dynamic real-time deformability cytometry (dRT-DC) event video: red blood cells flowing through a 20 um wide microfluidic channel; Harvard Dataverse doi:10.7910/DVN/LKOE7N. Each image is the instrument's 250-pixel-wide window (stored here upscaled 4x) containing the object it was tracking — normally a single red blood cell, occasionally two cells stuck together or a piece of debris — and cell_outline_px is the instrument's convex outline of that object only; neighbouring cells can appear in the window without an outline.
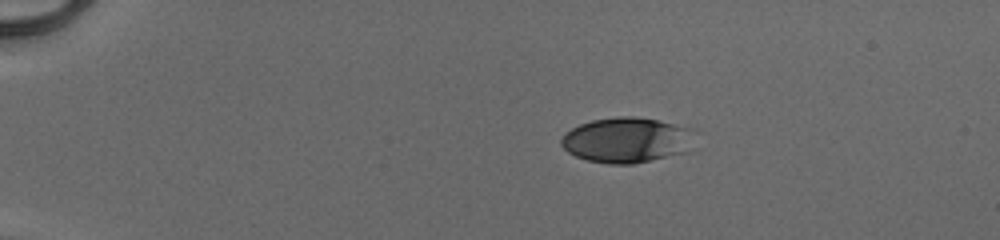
{"species": "human", "species_latin": "Homo sapiens", "temperature_condition": "cold", "stored_images_in_passage": 42, "camera_frame_rate_fps": 3000, "um_per_image_px": 0.085, "donor": {"sex": "male"}, "frame": {"image": 1, "passage_image": 1, "time_ms": 0.0, "image_size_px": [1000, 240], "cell_outline_px": [[692, 128], [688, 152], [632, 164], [608, 164], [588, 160], [576, 156], [568, 152], [560, 144], [560, 140], [564, 132], [580, 124], [592, 120], [620, 116], [636, 116], [656, 120]], "centroid_in_image_um": [53.22, 11.9], "position_along_channel_um": 31.8, "area_um2": 35.08}}
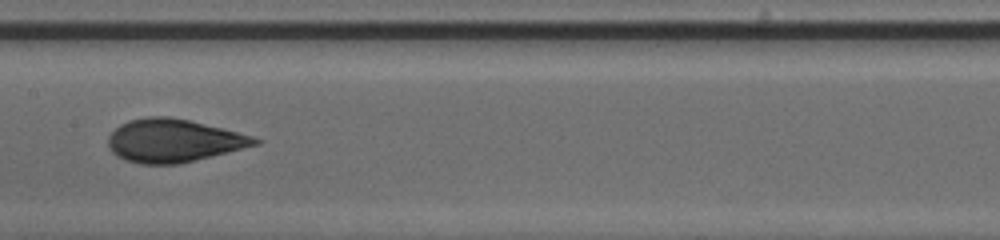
{"frame": {"image": 2, "passage_image": 19, "time_ms": 6.0, "image_size_px": [1000, 240], "cell_outline_px": [[264, 140], [260, 144], [180, 164], [140, 164], [124, 160], [116, 156], [108, 148], [108, 136], [120, 124], [128, 120], [148, 116], [168, 116], [192, 120], [252, 136]], "centroid_in_image_um": [14.74, 11.95], "position_along_channel_um": 192.7, "area_um2": 37.11}}
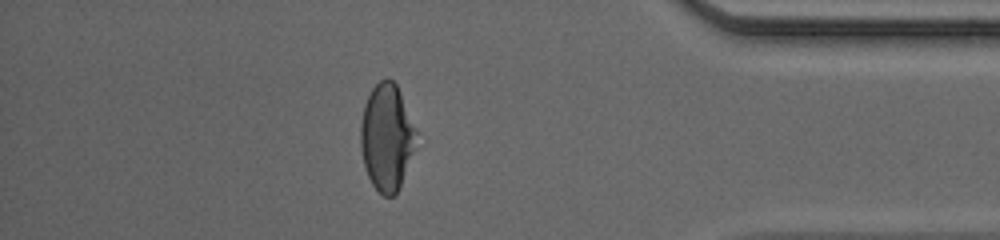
{"frame": {"image": 3, "passage_image": 36, "time_ms": 11.667, "image_size_px": [1000, 240], "cell_outline_px": [[416, 148], [400, 188], [392, 196], [384, 196], [372, 184], [368, 176], [364, 164], [360, 148], [360, 124], [364, 104], [372, 88], [380, 80], [388, 76], [396, 84], [400, 92], [416, 132]], "centroid_in_image_um": [32.87, 11.67], "position_along_channel_um": 402.3, "area_um2": 34.62}, "authors_computed_cell_mechanics": {"area_um2": 35.9227, "velocity_mm_per_s": 4.1379, "shape_relaxation_time_tau1_ms": 3.6958, "shape_relaxation_time_tau2_ms": 0.8966, "deformation_change_tau1": 0.1788, "deformation_change_tau2": 0.0684}}